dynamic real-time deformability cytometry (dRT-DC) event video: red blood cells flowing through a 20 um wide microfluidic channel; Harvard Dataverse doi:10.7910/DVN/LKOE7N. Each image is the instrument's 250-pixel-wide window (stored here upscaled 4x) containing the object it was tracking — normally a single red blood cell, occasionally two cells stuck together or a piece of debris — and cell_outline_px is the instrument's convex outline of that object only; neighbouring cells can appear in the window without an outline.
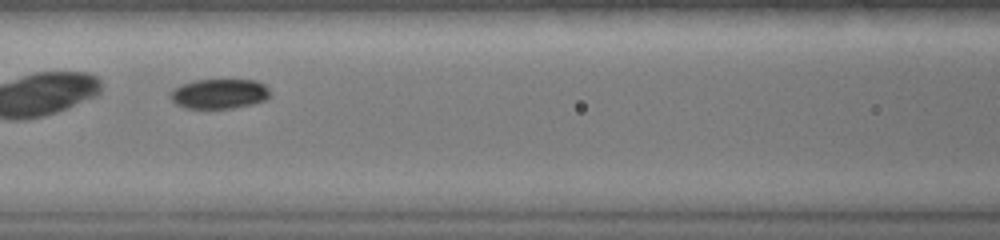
{"species": "common noctule bat (a hibernating species)", "species_latin": "Nyctalus noctula", "temperature_condition": "warm", "stored_images_in_passage": 23, "camera_frame_rate_fps": 3000, "um_per_image_px": 0.085, "animal": {"sex": "female", "body_mass_g": 19.0, "forearm_length_mm": 51.5}, "frame": {"image": 1, "passage_image": 10, "time_ms": 3.0, "image_size_px": [1000, 240], "cell_outline_px": [[268, 96], [264, 100], [252, 104], [232, 108], [184, 108], [176, 104], [168, 96], [172, 88], [180, 84], [196, 80], [256, 80], [264, 84], [268, 88]], "centroid_in_image_um": [18.57, 7.97], "position_along_channel_um": 148.0, "area_um2": 17.34}}
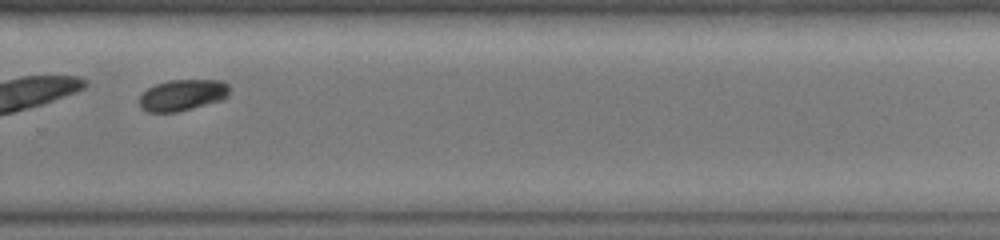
{"frame": {"image": 2, "passage_image": 18, "time_ms": 5.667, "image_size_px": [1000, 240], "cell_outline_px": [[228, 96], [224, 100], [180, 112], [148, 112], [140, 108], [140, 96], [148, 88], [156, 84], [168, 80], [220, 80], [228, 84]], "centroid_in_image_um": [15.53, 8.09], "position_along_channel_um": 314.3, "area_um2": 16.59}}
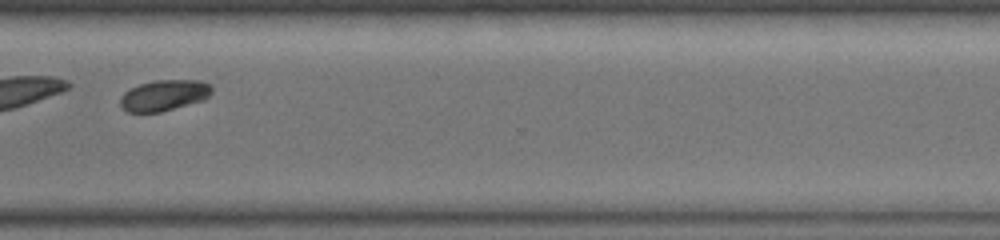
{"frame": {"image": 3, "passage_image": 20, "time_ms": 6.333, "image_size_px": [1000, 240], "cell_outline_px": [[212, 92], [204, 100], [160, 112], [128, 112], [120, 104], [120, 96], [124, 92], [140, 84], [156, 80], [200, 80], [212, 84]], "centroid_in_image_um": [13.98, 8.09], "position_along_channel_um": 356.6, "area_um2": 16.47}}